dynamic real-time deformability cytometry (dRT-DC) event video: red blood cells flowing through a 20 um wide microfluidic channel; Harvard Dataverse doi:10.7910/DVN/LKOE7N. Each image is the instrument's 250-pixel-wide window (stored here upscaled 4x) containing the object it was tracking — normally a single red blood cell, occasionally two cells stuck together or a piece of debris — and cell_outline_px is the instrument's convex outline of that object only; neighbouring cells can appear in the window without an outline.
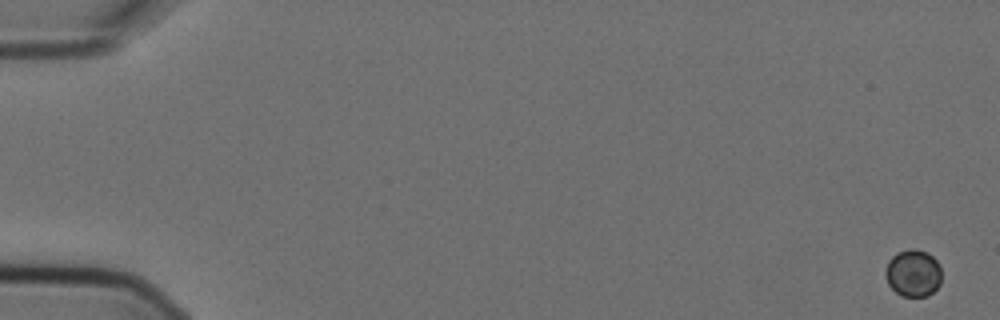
{"species": "Egyptian fruit bat (a non-hibernating species)", "species_latin": "Rousettus aegyptiacus", "temperature_condition": "cold", "stored_images_in_passage": 6, "camera_frame_rate_fps": 3000, "um_per_image_px": 0.085, "animal": {"sex": "female"}, "frame": {"image": 1, "passage_image": 1, "time_ms": 0.0, "image_size_px": [1000, 320], "cell_outline_px": [[940, 284], [928, 296], [904, 296], [896, 292], [888, 284], [884, 272], [888, 260], [896, 252], [912, 248], [916, 248], [928, 252], [936, 260], [940, 268]], "centroid_in_image_um": [77.6, 23.19], "position_along_channel_um": 7.4, "area_um2": 15.49}}
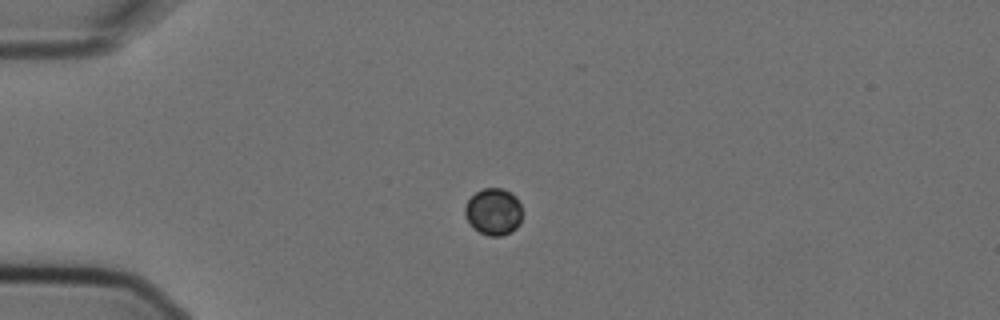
{"frame": {"image": 2, "passage_image": 4, "time_ms": 1.0, "image_size_px": [1000, 320], "cell_outline_px": [[520, 224], [512, 232], [500, 236], [488, 236], [472, 228], [464, 212], [464, 208], [468, 200], [476, 192], [484, 188], [504, 188], [512, 192], [516, 196], [520, 204]], "centroid_in_image_um": [41.95, 17.99], "position_along_channel_um": 43.1, "area_um2": 15.72}}
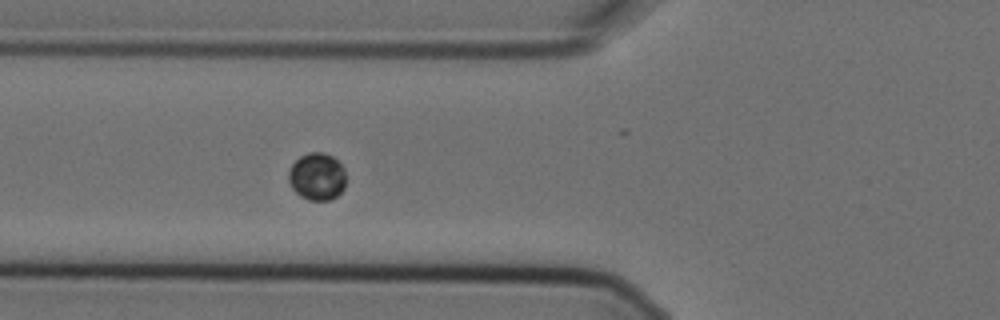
{"frame": {"image": 3, "passage_image": 6, "time_ms": 1.667, "image_size_px": [1000, 320], "cell_outline_px": [[344, 188], [336, 196], [328, 200], [308, 200], [300, 196], [292, 188], [288, 180], [288, 172], [292, 164], [300, 156], [308, 152], [324, 152], [332, 156], [344, 168]], "centroid_in_image_um": [26.92, 15.0], "position_along_channel_um": 98.9, "area_um2": 15.78}}